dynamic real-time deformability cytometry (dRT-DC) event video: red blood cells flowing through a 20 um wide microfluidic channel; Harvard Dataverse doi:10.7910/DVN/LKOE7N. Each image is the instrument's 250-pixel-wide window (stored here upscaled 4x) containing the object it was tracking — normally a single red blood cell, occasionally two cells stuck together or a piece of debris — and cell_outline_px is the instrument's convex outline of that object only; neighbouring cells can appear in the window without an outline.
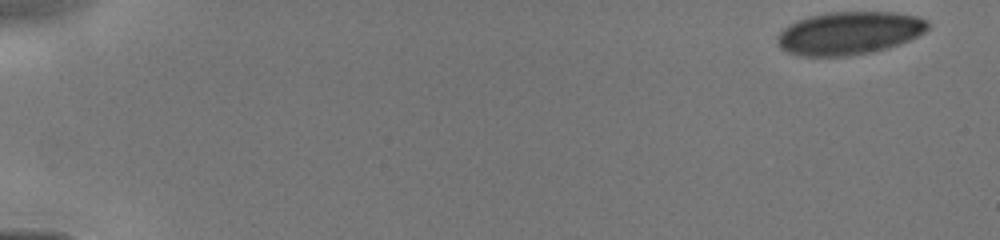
{"species": "human", "species_latin": "Homo sapiens", "temperature_condition": "cold", "stored_images_in_passage": 9, "camera_frame_rate_fps": 3000, "um_per_image_px": 0.085, "donor": {"sex": "male"}, "frame": {"image": 1, "passage_image": 1, "time_ms": 0.0, "image_size_px": [1000, 240], "cell_outline_px": [[932, 24], [924, 32], [900, 44], [888, 48], [872, 52], [848, 56], [800, 56], [788, 52], [780, 48], [776, 40], [776, 36], [788, 24], [796, 20], [808, 16], [828, 12], [896, 12], [916, 16], [928, 20]], "centroid_in_image_um": [72.17, 2.81], "position_along_channel_um": 12.8, "area_um2": 38.03}}